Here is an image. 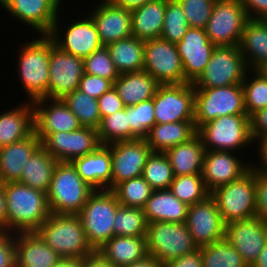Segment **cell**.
<instances>
[{"label":"cell","mask_w":267,"mask_h":267,"mask_svg":"<svg viewBox=\"0 0 267 267\" xmlns=\"http://www.w3.org/2000/svg\"><path fill=\"white\" fill-rule=\"evenodd\" d=\"M6 197L7 232H33L50 216L47 193L19 182L2 184Z\"/></svg>","instance_id":"cell-1"},{"label":"cell","mask_w":267,"mask_h":267,"mask_svg":"<svg viewBox=\"0 0 267 267\" xmlns=\"http://www.w3.org/2000/svg\"><path fill=\"white\" fill-rule=\"evenodd\" d=\"M39 36V37H38ZM32 36V40L25 41L16 49L18 54L16 72L26 101H35L48 93L49 86V58L51 51V37L49 35ZM18 70V71H17Z\"/></svg>","instance_id":"cell-2"},{"label":"cell","mask_w":267,"mask_h":267,"mask_svg":"<svg viewBox=\"0 0 267 267\" xmlns=\"http://www.w3.org/2000/svg\"><path fill=\"white\" fill-rule=\"evenodd\" d=\"M36 232L61 258H85L94 251L79 215L51 213Z\"/></svg>","instance_id":"cell-3"},{"label":"cell","mask_w":267,"mask_h":267,"mask_svg":"<svg viewBox=\"0 0 267 267\" xmlns=\"http://www.w3.org/2000/svg\"><path fill=\"white\" fill-rule=\"evenodd\" d=\"M94 191L81 178L72 162H58L47 192L50 212L78 215Z\"/></svg>","instance_id":"cell-4"},{"label":"cell","mask_w":267,"mask_h":267,"mask_svg":"<svg viewBox=\"0 0 267 267\" xmlns=\"http://www.w3.org/2000/svg\"><path fill=\"white\" fill-rule=\"evenodd\" d=\"M197 134L201 137L206 151L224 150L241 153L244 149L253 148L255 144L248 115L217 117L201 125L197 129Z\"/></svg>","instance_id":"cell-5"},{"label":"cell","mask_w":267,"mask_h":267,"mask_svg":"<svg viewBox=\"0 0 267 267\" xmlns=\"http://www.w3.org/2000/svg\"><path fill=\"white\" fill-rule=\"evenodd\" d=\"M145 239L148 256L162 264L199 249L185 222H150Z\"/></svg>","instance_id":"cell-6"},{"label":"cell","mask_w":267,"mask_h":267,"mask_svg":"<svg viewBox=\"0 0 267 267\" xmlns=\"http://www.w3.org/2000/svg\"><path fill=\"white\" fill-rule=\"evenodd\" d=\"M119 206L111 190H95L83 205L78 215L93 250H98L114 236L113 220Z\"/></svg>","instance_id":"cell-7"},{"label":"cell","mask_w":267,"mask_h":267,"mask_svg":"<svg viewBox=\"0 0 267 267\" xmlns=\"http://www.w3.org/2000/svg\"><path fill=\"white\" fill-rule=\"evenodd\" d=\"M225 224L256 216L255 167L240 179L216 188L210 194Z\"/></svg>","instance_id":"cell-8"},{"label":"cell","mask_w":267,"mask_h":267,"mask_svg":"<svg viewBox=\"0 0 267 267\" xmlns=\"http://www.w3.org/2000/svg\"><path fill=\"white\" fill-rule=\"evenodd\" d=\"M249 68L238 45L215 46L200 77L193 83L195 89L242 84Z\"/></svg>","instance_id":"cell-9"},{"label":"cell","mask_w":267,"mask_h":267,"mask_svg":"<svg viewBox=\"0 0 267 267\" xmlns=\"http://www.w3.org/2000/svg\"><path fill=\"white\" fill-rule=\"evenodd\" d=\"M226 115H247L242 84L195 89L196 129L208 121Z\"/></svg>","instance_id":"cell-10"},{"label":"cell","mask_w":267,"mask_h":267,"mask_svg":"<svg viewBox=\"0 0 267 267\" xmlns=\"http://www.w3.org/2000/svg\"><path fill=\"white\" fill-rule=\"evenodd\" d=\"M153 101L156 124L194 121L195 87L192 83L159 84Z\"/></svg>","instance_id":"cell-11"},{"label":"cell","mask_w":267,"mask_h":267,"mask_svg":"<svg viewBox=\"0 0 267 267\" xmlns=\"http://www.w3.org/2000/svg\"><path fill=\"white\" fill-rule=\"evenodd\" d=\"M248 19L240 0H216L205 32L215 46L239 45Z\"/></svg>","instance_id":"cell-12"},{"label":"cell","mask_w":267,"mask_h":267,"mask_svg":"<svg viewBox=\"0 0 267 267\" xmlns=\"http://www.w3.org/2000/svg\"><path fill=\"white\" fill-rule=\"evenodd\" d=\"M59 18L60 15L54 22L49 36L61 50L84 59L103 46L93 19L88 13L78 20L74 19L76 21H69L72 23H67L64 28L59 24Z\"/></svg>","instance_id":"cell-13"},{"label":"cell","mask_w":267,"mask_h":267,"mask_svg":"<svg viewBox=\"0 0 267 267\" xmlns=\"http://www.w3.org/2000/svg\"><path fill=\"white\" fill-rule=\"evenodd\" d=\"M144 71L159 84L185 83V75L176 43L162 38L145 41Z\"/></svg>","instance_id":"cell-14"},{"label":"cell","mask_w":267,"mask_h":267,"mask_svg":"<svg viewBox=\"0 0 267 267\" xmlns=\"http://www.w3.org/2000/svg\"><path fill=\"white\" fill-rule=\"evenodd\" d=\"M83 75V59L61 50L51 38L49 86L48 93L44 97L63 99L69 93L78 89Z\"/></svg>","instance_id":"cell-15"},{"label":"cell","mask_w":267,"mask_h":267,"mask_svg":"<svg viewBox=\"0 0 267 267\" xmlns=\"http://www.w3.org/2000/svg\"><path fill=\"white\" fill-rule=\"evenodd\" d=\"M63 0H0V7L7 14L39 35H49Z\"/></svg>","instance_id":"cell-16"},{"label":"cell","mask_w":267,"mask_h":267,"mask_svg":"<svg viewBox=\"0 0 267 267\" xmlns=\"http://www.w3.org/2000/svg\"><path fill=\"white\" fill-rule=\"evenodd\" d=\"M100 145L98 130L83 126L71 132L48 134L41 141V146L58 162H72L75 158L91 154Z\"/></svg>","instance_id":"cell-17"},{"label":"cell","mask_w":267,"mask_h":267,"mask_svg":"<svg viewBox=\"0 0 267 267\" xmlns=\"http://www.w3.org/2000/svg\"><path fill=\"white\" fill-rule=\"evenodd\" d=\"M111 152V190L123 181L142 176L150 146L144 139L106 145Z\"/></svg>","instance_id":"cell-18"},{"label":"cell","mask_w":267,"mask_h":267,"mask_svg":"<svg viewBox=\"0 0 267 267\" xmlns=\"http://www.w3.org/2000/svg\"><path fill=\"white\" fill-rule=\"evenodd\" d=\"M185 223L198 247L212 244L225 237L226 224L211 195L203 201L189 205Z\"/></svg>","instance_id":"cell-19"},{"label":"cell","mask_w":267,"mask_h":267,"mask_svg":"<svg viewBox=\"0 0 267 267\" xmlns=\"http://www.w3.org/2000/svg\"><path fill=\"white\" fill-rule=\"evenodd\" d=\"M242 156L244 154L238 156L237 152L232 151H205L202 177L210 193L220 186L240 179L251 169L253 160L245 163V156Z\"/></svg>","instance_id":"cell-20"},{"label":"cell","mask_w":267,"mask_h":267,"mask_svg":"<svg viewBox=\"0 0 267 267\" xmlns=\"http://www.w3.org/2000/svg\"><path fill=\"white\" fill-rule=\"evenodd\" d=\"M34 107V132L42 141L48 134L71 132L79 129L78 118L62 99L40 98L32 102Z\"/></svg>","instance_id":"cell-21"},{"label":"cell","mask_w":267,"mask_h":267,"mask_svg":"<svg viewBox=\"0 0 267 267\" xmlns=\"http://www.w3.org/2000/svg\"><path fill=\"white\" fill-rule=\"evenodd\" d=\"M225 239L251 266L267 243V225L257 216L230 222L226 224Z\"/></svg>","instance_id":"cell-22"},{"label":"cell","mask_w":267,"mask_h":267,"mask_svg":"<svg viewBox=\"0 0 267 267\" xmlns=\"http://www.w3.org/2000/svg\"><path fill=\"white\" fill-rule=\"evenodd\" d=\"M91 5L88 14L93 19L101 43L106 46L112 42L132 36L131 11L115 5L110 0H100ZM94 7V8H93Z\"/></svg>","instance_id":"cell-23"},{"label":"cell","mask_w":267,"mask_h":267,"mask_svg":"<svg viewBox=\"0 0 267 267\" xmlns=\"http://www.w3.org/2000/svg\"><path fill=\"white\" fill-rule=\"evenodd\" d=\"M181 58L185 83H194L204 71L215 45L209 40L205 29L187 30L182 40L176 43Z\"/></svg>","instance_id":"cell-24"},{"label":"cell","mask_w":267,"mask_h":267,"mask_svg":"<svg viewBox=\"0 0 267 267\" xmlns=\"http://www.w3.org/2000/svg\"><path fill=\"white\" fill-rule=\"evenodd\" d=\"M15 247L17 267H53L61 259L36 231L16 232Z\"/></svg>","instance_id":"cell-25"},{"label":"cell","mask_w":267,"mask_h":267,"mask_svg":"<svg viewBox=\"0 0 267 267\" xmlns=\"http://www.w3.org/2000/svg\"><path fill=\"white\" fill-rule=\"evenodd\" d=\"M78 174L95 190H111V152L100 145L94 152L72 161Z\"/></svg>","instance_id":"cell-26"},{"label":"cell","mask_w":267,"mask_h":267,"mask_svg":"<svg viewBox=\"0 0 267 267\" xmlns=\"http://www.w3.org/2000/svg\"><path fill=\"white\" fill-rule=\"evenodd\" d=\"M34 132V107L32 101L3 111L0 114V148L21 141Z\"/></svg>","instance_id":"cell-27"},{"label":"cell","mask_w":267,"mask_h":267,"mask_svg":"<svg viewBox=\"0 0 267 267\" xmlns=\"http://www.w3.org/2000/svg\"><path fill=\"white\" fill-rule=\"evenodd\" d=\"M41 145L33 132L29 137L0 148V182H17L29 157Z\"/></svg>","instance_id":"cell-28"},{"label":"cell","mask_w":267,"mask_h":267,"mask_svg":"<svg viewBox=\"0 0 267 267\" xmlns=\"http://www.w3.org/2000/svg\"><path fill=\"white\" fill-rule=\"evenodd\" d=\"M238 46L249 69L264 68L267 65V19H248Z\"/></svg>","instance_id":"cell-29"},{"label":"cell","mask_w":267,"mask_h":267,"mask_svg":"<svg viewBox=\"0 0 267 267\" xmlns=\"http://www.w3.org/2000/svg\"><path fill=\"white\" fill-rule=\"evenodd\" d=\"M189 205L180 201L170 189L154 190L143 208L150 222H186Z\"/></svg>","instance_id":"cell-30"},{"label":"cell","mask_w":267,"mask_h":267,"mask_svg":"<svg viewBox=\"0 0 267 267\" xmlns=\"http://www.w3.org/2000/svg\"><path fill=\"white\" fill-rule=\"evenodd\" d=\"M158 86L155 78L144 70L122 73L113 83L125 107L153 98Z\"/></svg>","instance_id":"cell-31"},{"label":"cell","mask_w":267,"mask_h":267,"mask_svg":"<svg viewBox=\"0 0 267 267\" xmlns=\"http://www.w3.org/2000/svg\"><path fill=\"white\" fill-rule=\"evenodd\" d=\"M98 251L114 267H124L148 257L145 236H113Z\"/></svg>","instance_id":"cell-32"},{"label":"cell","mask_w":267,"mask_h":267,"mask_svg":"<svg viewBox=\"0 0 267 267\" xmlns=\"http://www.w3.org/2000/svg\"><path fill=\"white\" fill-rule=\"evenodd\" d=\"M197 134L194 121L155 124L144 140L152 152L165 153L168 149L189 141Z\"/></svg>","instance_id":"cell-33"},{"label":"cell","mask_w":267,"mask_h":267,"mask_svg":"<svg viewBox=\"0 0 267 267\" xmlns=\"http://www.w3.org/2000/svg\"><path fill=\"white\" fill-rule=\"evenodd\" d=\"M205 148L201 137L196 134L189 141L168 149L167 155L174 176L202 174Z\"/></svg>","instance_id":"cell-34"},{"label":"cell","mask_w":267,"mask_h":267,"mask_svg":"<svg viewBox=\"0 0 267 267\" xmlns=\"http://www.w3.org/2000/svg\"><path fill=\"white\" fill-rule=\"evenodd\" d=\"M165 10L166 0H154L131 11L132 36L143 41L160 38Z\"/></svg>","instance_id":"cell-35"},{"label":"cell","mask_w":267,"mask_h":267,"mask_svg":"<svg viewBox=\"0 0 267 267\" xmlns=\"http://www.w3.org/2000/svg\"><path fill=\"white\" fill-rule=\"evenodd\" d=\"M57 163L58 161L40 145L29 157L17 182L47 193Z\"/></svg>","instance_id":"cell-36"},{"label":"cell","mask_w":267,"mask_h":267,"mask_svg":"<svg viewBox=\"0 0 267 267\" xmlns=\"http://www.w3.org/2000/svg\"><path fill=\"white\" fill-rule=\"evenodd\" d=\"M106 47L119 74L144 69L145 41L131 36L112 42Z\"/></svg>","instance_id":"cell-37"},{"label":"cell","mask_w":267,"mask_h":267,"mask_svg":"<svg viewBox=\"0 0 267 267\" xmlns=\"http://www.w3.org/2000/svg\"><path fill=\"white\" fill-rule=\"evenodd\" d=\"M203 267H247L238 251L225 237L212 244L199 247Z\"/></svg>","instance_id":"cell-38"},{"label":"cell","mask_w":267,"mask_h":267,"mask_svg":"<svg viewBox=\"0 0 267 267\" xmlns=\"http://www.w3.org/2000/svg\"><path fill=\"white\" fill-rule=\"evenodd\" d=\"M62 100L78 118L81 126L99 129L102 119L97 99L76 89Z\"/></svg>","instance_id":"cell-39"},{"label":"cell","mask_w":267,"mask_h":267,"mask_svg":"<svg viewBox=\"0 0 267 267\" xmlns=\"http://www.w3.org/2000/svg\"><path fill=\"white\" fill-rule=\"evenodd\" d=\"M242 88L246 114L249 117L267 107V77L261 70L249 69Z\"/></svg>","instance_id":"cell-40"},{"label":"cell","mask_w":267,"mask_h":267,"mask_svg":"<svg viewBox=\"0 0 267 267\" xmlns=\"http://www.w3.org/2000/svg\"><path fill=\"white\" fill-rule=\"evenodd\" d=\"M111 191L121 206L143 209L154 189L140 176L121 182Z\"/></svg>","instance_id":"cell-41"},{"label":"cell","mask_w":267,"mask_h":267,"mask_svg":"<svg viewBox=\"0 0 267 267\" xmlns=\"http://www.w3.org/2000/svg\"><path fill=\"white\" fill-rule=\"evenodd\" d=\"M142 177L154 190L169 189L174 174L167 155L151 152L147 157Z\"/></svg>","instance_id":"cell-42"},{"label":"cell","mask_w":267,"mask_h":267,"mask_svg":"<svg viewBox=\"0 0 267 267\" xmlns=\"http://www.w3.org/2000/svg\"><path fill=\"white\" fill-rule=\"evenodd\" d=\"M170 191L182 202L193 205L210 196L203 181L202 174L174 176Z\"/></svg>","instance_id":"cell-43"},{"label":"cell","mask_w":267,"mask_h":267,"mask_svg":"<svg viewBox=\"0 0 267 267\" xmlns=\"http://www.w3.org/2000/svg\"><path fill=\"white\" fill-rule=\"evenodd\" d=\"M114 236H145L147 220L142 208L124 207L117 208L114 217Z\"/></svg>","instance_id":"cell-44"},{"label":"cell","mask_w":267,"mask_h":267,"mask_svg":"<svg viewBox=\"0 0 267 267\" xmlns=\"http://www.w3.org/2000/svg\"><path fill=\"white\" fill-rule=\"evenodd\" d=\"M130 126V140L144 139L156 124L153 98L133 106H126Z\"/></svg>","instance_id":"cell-45"},{"label":"cell","mask_w":267,"mask_h":267,"mask_svg":"<svg viewBox=\"0 0 267 267\" xmlns=\"http://www.w3.org/2000/svg\"><path fill=\"white\" fill-rule=\"evenodd\" d=\"M98 138L101 145L130 141V126L125 107L102 119Z\"/></svg>","instance_id":"cell-46"},{"label":"cell","mask_w":267,"mask_h":267,"mask_svg":"<svg viewBox=\"0 0 267 267\" xmlns=\"http://www.w3.org/2000/svg\"><path fill=\"white\" fill-rule=\"evenodd\" d=\"M189 28L180 3L177 0H166L164 24L160 38L177 43L182 40Z\"/></svg>","instance_id":"cell-47"},{"label":"cell","mask_w":267,"mask_h":267,"mask_svg":"<svg viewBox=\"0 0 267 267\" xmlns=\"http://www.w3.org/2000/svg\"><path fill=\"white\" fill-rule=\"evenodd\" d=\"M84 73L114 81L120 76L106 46L91 53L83 59Z\"/></svg>","instance_id":"cell-48"},{"label":"cell","mask_w":267,"mask_h":267,"mask_svg":"<svg viewBox=\"0 0 267 267\" xmlns=\"http://www.w3.org/2000/svg\"><path fill=\"white\" fill-rule=\"evenodd\" d=\"M189 27L205 29L216 0H177Z\"/></svg>","instance_id":"cell-49"},{"label":"cell","mask_w":267,"mask_h":267,"mask_svg":"<svg viewBox=\"0 0 267 267\" xmlns=\"http://www.w3.org/2000/svg\"><path fill=\"white\" fill-rule=\"evenodd\" d=\"M112 87L113 82L111 80L84 73L79 82L78 89L81 92L95 99H99L105 92L109 91Z\"/></svg>","instance_id":"cell-50"},{"label":"cell","mask_w":267,"mask_h":267,"mask_svg":"<svg viewBox=\"0 0 267 267\" xmlns=\"http://www.w3.org/2000/svg\"><path fill=\"white\" fill-rule=\"evenodd\" d=\"M256 216L267 225V173L255 168Z\"/></svg>","instance_id":"cell-51"},{"label":"cell","mask_w":267,"mask_h":267,"mask_svg":"<svg viewBox=\"0 0 267 267\" xmlns=\"http://www.w3.org/2000/svg\"><path fill=\"white\" fill-rule=\"evenodd\" d=\"M0 267H17L15 233L0 231Z\"/></svg>","instance_id":"cell-52"},{"label":"cell","mask_w":267,"mask_h":267,"mask_svg":"<svg viewBox=\"0 0 267 267\" xmlns=\"http://www.w3.org/2000/svg\"><path fill=\"white\" fill-rule=\"evenodd\" d=\"M97 101L101 119L116 111H121L125 107L114 87L105 92Z\"/></svg>","instance_id":"cell-53"},{"label":"cell","mask_w":267,"mask_h":267,"mask_svg":"<svg viewBox=\"0 0 267 267\" xmlns=\"http://www.w3.org/2000/svg\"><path fill=\"white\" fill-rule=\"evenodd\" d=\"M251 136L256 145L262 138L267 136V107L258 110L250 117Z\"/></svg>","instance_id":"cell-54"},{"label":"cell","mask_w":267,"mask_h":267,"mask_svg":"<svg viewBox=\"0 0 267 267\" xmlns=\"http://www.w3.org/2000/svg\"><path fill=\"white\" fill-rule=\"evenodd\" d=\"M249 19H267V0H240Z\"/></svg>","instance_id":"cell-55"},{"label":"cell","mask_w":267,"mask_h":267,"mask_svg":"<svg viewBox=\"0 0 267 267\" xmlns=\"http://www.w3.org/2000/svg\"><path fill=\"white\" fill-rule=\"evenodd\" d=\"M164 267H203L200 249L164 263Z\"/></svg>","instance_id":"cell-56"},{"label":"cell","mask_w":267,"mask_h":267,"mask_svg":"<svg viewBox=\"0 0 267 267\" xmlns=\"http://www.w3.org/2000/svg\"><path fill=\"white\" fill-rule=\"evenodd\" d=\"M83 267H114L98 250H94L83 258Z\"/></svg>","instance_id":"cell-57"},{"label":"cell","mask_w":267,"mask_h":267,"mask_svg":"<svg viewBox=\"0 0 267 267\" xmlns=\"http://www.w3.org/2000/svg\"><path fill=\"white\" fill-rule=\"evenodd\" d=\"M256 148H255V152L257 149L258 155L257 157H259L257 159V161H253V167L260 169L263 172L267 173V136L262 138L258 143H256Z\"/></svg>","instance_id":"cell-58"},{"label":"cell","mask_w":267,"mask_h":267,"mask_svg":"<svg viewBox=\"0 0 267 267\" xmlns=\"http://www.w3.org/2000/svg\"><path fill=\"white\" fill-rule=\"evenodd\" d=\"M110 1H112L115 5L119 7H122L129 11H133L137 8H140L147 2L154 1V0H110Z\"/></svg>","instance_id":"cell-59"},{"label":"cell","mask_w":267,"mask_h":267,"mask_svg":"<svg viewBox=\"0 0 267 267\" xmlns=\"http://www.w3.org/2000/svg\"><path fill=\"white\" fill-rule=\"evenodd\" d=\"M0 231L7 232L6 197L3 186H0Z\"/></svg>","instance_id":"cell-60"},{"label":"cell","mask_w":267,"mask_h":267,"mask_svg":"<svg viewBox=\"0 0 267 267\" xmlns=\"http://www.w3.org/2000/svg\"><path fill=\"white\" fill-rule=\"evenodd\" d=\"M53 267H83V258H61Z\"/></svg>","instance_id":"cell-61"},{"label":"cell","mask_w":267,"mask_h":267,"mask_svg":"<svg viewBox=\"0 0 267 267\" xmlns=\"http://www.w3.org/2000/svg\"><path fill=\"white\" fill-rule=\"evenodd\" d=\"M124 267H164V264H162L161 262L157 261L156 259H154L153 257H146L145 259L135 262L131 265H127Z\"/></svg>","instance_id":"cell-62"},{"label":"cell","mask_w":267,"mask_h":267,"mask_svg":"<svg viewBox=\"0 0 267 267\" xmlns=\"http://www.w3.org/2000/svg\"><path fill=\"white\" fill-rule=\"evenodd\" d=\"M253 267H267V243L264 245L257 260L253 263Z\"/></svg>","instance_id":"cell-63"},{"label":"cell","mask_w":267,"mask_h":267,"mask_svg":"<svg viewBox=\"0 0 267 267\" xmlns=\"http://www.w3.org/2000/svg\"><path fill=\"white\" fill-rule=\"evenodd\" d=\"M261 71L267 77V65L264 68H262Z\"/></svg>","instance_id":"cell-64"}]
</instances>
